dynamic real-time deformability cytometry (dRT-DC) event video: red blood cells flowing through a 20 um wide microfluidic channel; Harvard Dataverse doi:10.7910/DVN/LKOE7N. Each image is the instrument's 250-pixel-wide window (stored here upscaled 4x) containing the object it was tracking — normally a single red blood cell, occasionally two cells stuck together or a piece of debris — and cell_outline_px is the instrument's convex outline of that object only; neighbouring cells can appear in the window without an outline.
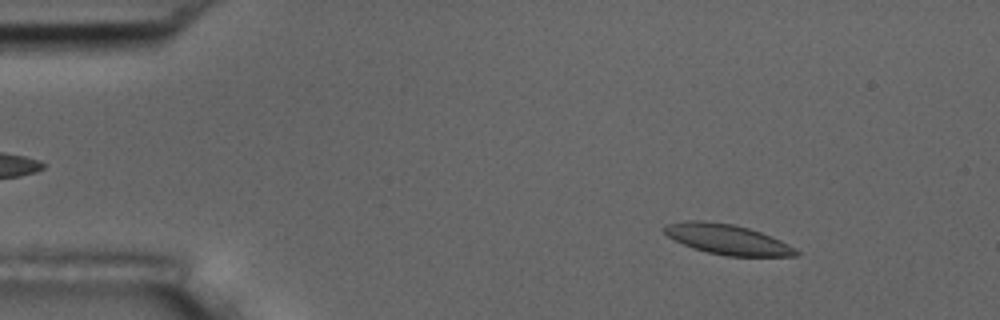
{"species": "common noctule bat (a hibernating species)", "species_latin": "Nyctalus noctula", "temperature_condition": "room temperature", "stored_images_in_passage": 5, "camera_frame_rate_fps": 3000, "um_per_image_px": 0.085, "animal": {"sex": "male", "body_mass_g": 17.5, "forearm_length_mm": 52.3}, "frame": {"image": 1, "passage_image": 2, "time_ms": 1.0, "image_size_px": [1000, 320], "cell_outline_px": [[800, 252], [796, 256], [728, 256], [708, 252], [692, 248], [668, 236], [664, 232], [664, 228], [668, 224], [688, 220], [700, 220], [732, 224], [748, 228], [772, 236], [796, 248]], "centroid_in_image_um": [61.86, 20.35], "position_along_channel_um": 23.1, "area_um2": 22.89}}